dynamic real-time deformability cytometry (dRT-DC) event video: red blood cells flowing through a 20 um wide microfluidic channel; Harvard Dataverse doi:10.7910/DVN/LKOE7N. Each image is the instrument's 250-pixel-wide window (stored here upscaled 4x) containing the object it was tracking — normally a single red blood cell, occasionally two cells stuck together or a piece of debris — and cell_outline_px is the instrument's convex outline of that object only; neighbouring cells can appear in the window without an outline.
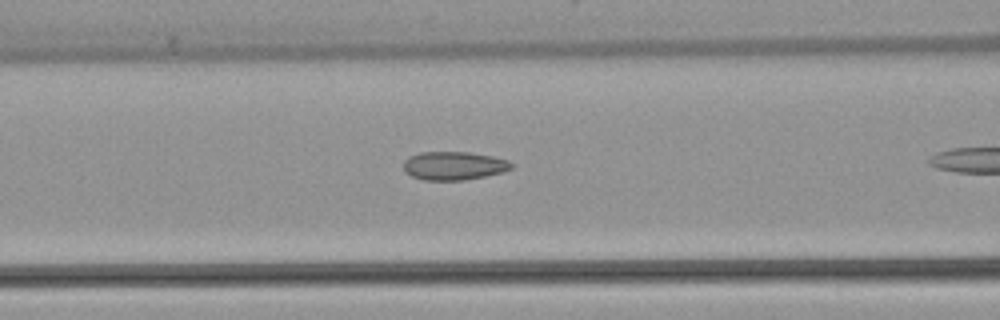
{"species": "common noctule bat (a hibernating species)", "species_latin": "Nyctalus noctula", "temperature_condition": "warm", "stored_images_in_passage": 24, "camera_frame_rate_fps": 3000, "um_per_image_px": 0.085, "animal": {"sex": "female", "body_mass_g": 22.7, "forearm_length_mm": 54.2}, "frame": {"image": 1, "passage_image": 11, "time_ms": 3.333, "image_size_px": [1000, 320], "cell_outline_px": [[516, 164], [512, 168], [504, 172], [464, 180], [424, 180], [412, 176], [404, 172], [404, 160], [408, 156], [420, 152], [468, 152], [492, 156], [508, 160]], "centroid_in_image_um": [38.59, 14.08], "position_along_channel_um": 128.0, "area_um2": 18.03}}
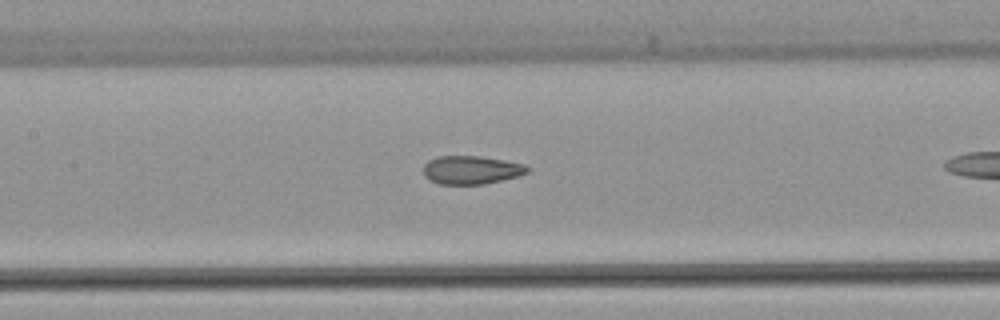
{"frame": {"image": 2, "passage_image": 14, "time_ms": 4.333, "image_size_px": [1000, 320], "cell_outline_px": [[528, 172], [516, 176], [484, 184], [440, 184], [424, 176], [424, 164], [428, 160], [436, 156], [480, 156], [504, 160], [524, 164], [528, 168]], "centroid_in_image_um": [40.02, 14.43], "position_along_channel_um": 167.4, "area_um2": 16.99}}
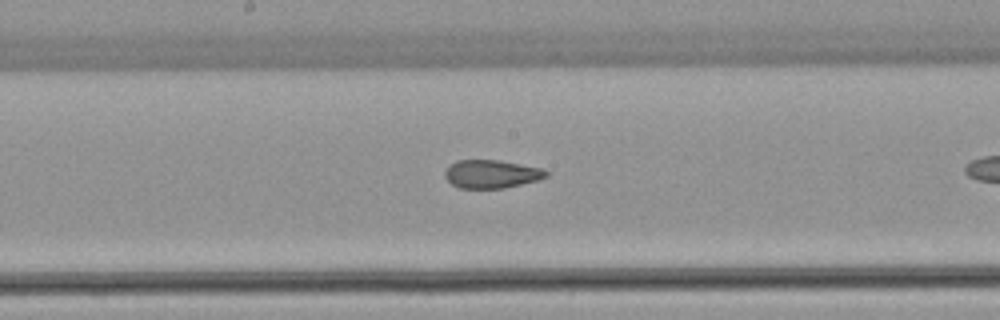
{"frame": {"image": 3, "passage_image": 17, "time_ms": 5.333, "image_size_px": [1000, 320], "cell_outline_px": [[548, 176], [540, 180], [504, 188], [460, 188], [452, 184], [444, 176], [444, 172], [456, 160], [500, 160], [544, 168], [548, 172]], "centroid_in_image_um": [41.83, 14.79], "position_along_channel_um": 206.4, "area_um2": 16.76}}